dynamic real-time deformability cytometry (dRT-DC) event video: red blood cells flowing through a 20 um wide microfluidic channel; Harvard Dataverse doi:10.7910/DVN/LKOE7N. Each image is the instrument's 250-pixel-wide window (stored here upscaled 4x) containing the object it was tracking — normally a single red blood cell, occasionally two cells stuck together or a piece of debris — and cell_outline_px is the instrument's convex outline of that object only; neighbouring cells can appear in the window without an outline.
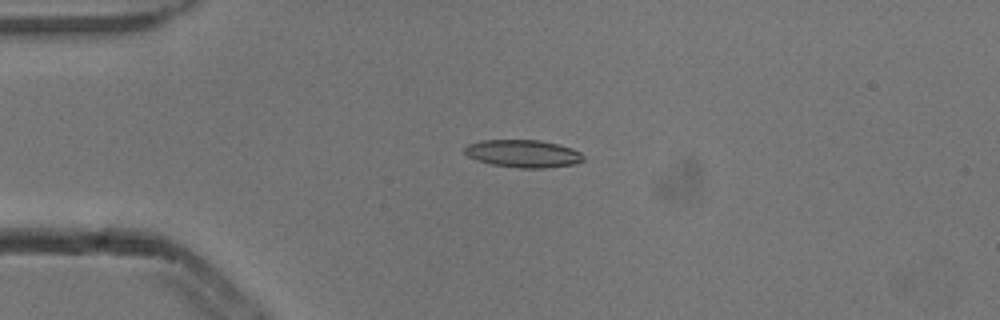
{"species": "common noctule bat (a hibernating species)", "species_latin": "Nyctalus noctula", "temperature_condition": "cold", "stored_images_in_passage": 4, "camera_frame_rate_fps": 3000, "um_per_image_px": 0.085, "animal": {"sex": "male", "body_mass_g": 13.3}, "frame": {"image": 1, "passage_image": 3, "time_ms": 0.667, "image_size_px": [1000, 320], "cell_outline_px": [[584, 160], [576, 164], [544, 168], [520, 168], [492, 164], [476, 160], [468, 156], [464, 152], [464, 148], [468, 144], [480, 140], [540, 140], [572, 148], [580, 152], [584, 156]], "centroid_in_image_um": [44.47, 13.06], "position_along_channel_um": 40.5, "area_um2": 19.13}}